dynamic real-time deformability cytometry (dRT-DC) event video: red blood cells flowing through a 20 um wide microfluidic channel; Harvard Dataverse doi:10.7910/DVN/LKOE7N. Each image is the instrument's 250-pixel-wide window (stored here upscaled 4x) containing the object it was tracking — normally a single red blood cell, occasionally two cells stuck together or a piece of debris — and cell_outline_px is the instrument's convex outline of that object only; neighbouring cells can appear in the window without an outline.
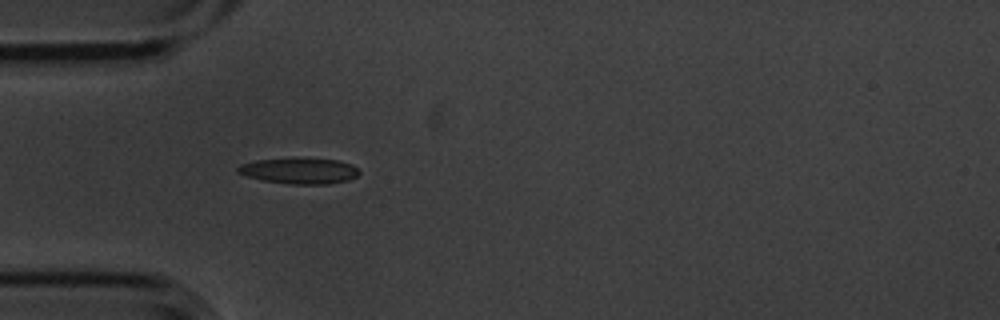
{"species": "common noctule bat (a hibernating species)", "species_latin": "Nyctalus noctula", "temperature_condition": "cold", "stored_images_in_passage": 2, "camera_frame_rate_fps": 3000, "um_per_image_px": 0.085, "animal": {"sex": "male", "body_mass_g": 20.1, "forearm_length_mm": 53.5}, "frame": {"image": 1, "passage_image": 1, "time_ms": 0.0, "image_size_px": [1000, 320], "cell_outline_px": [[360, 172], [356, 176], [348, 180], [328, 184], [292, 184], [264, 180], [248, 176], [236, 172], [236, 168], [240, 164], [256, 160], [336, 160], [352, 164]], "centroid_in_image_um": [25.45, 14.55], "position_along_channel_um": 59.6, "area_um2": 17.51}}
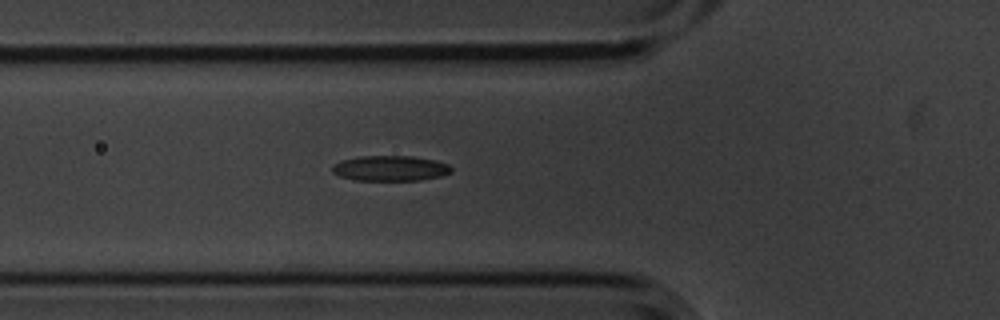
{"frame": {"image": 2, "passage_image": 2, "time_ms": 0.333, "image_size_px": [1000, 320], "cell_outline_px": [[452, 172], [440, 176], [420, 180], [356, 180], [340, 176], [332, 172], [332, 164], [340, 160], [360, 156], [412, 156], [436, 160], [448, 164], [452, 168]], "centroid_in_image_um": [33.16, 14.3], "position_along_channel_um": 92.6, "area_um2": 17.63}}